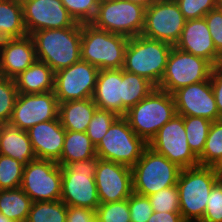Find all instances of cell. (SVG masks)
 <instances>
[{"label": "cell", "mask_w": 222, "mask_h": 222, "mask_svg": "<svg viewBox=\"0 0 222 222\" xmlns=\"http://www.w3.org/2000/svg\"><path fill=\"white\" fill-rule=\"evenodd\" d=\"M55 72L45 63L36 60L14 78L18 93L33 94L54 91Z\"/></svg>", "instance_id": "obj_23"}, {"label": "cell", "mask_w": 222, "mask_h": 222, "mask_svg": "<svg viewBox=\"0 0 222 222\" xmlns=\"http://www.w3.org/2000/svg\"><path fill=\"white\" fill-rule=\"evenodd\" d=\"M100 203L119 202L133 193L131 167L98 159L94 176Z\"/></svg>", "instance_id": "obj_17"}, {"label": "cell", "mask_w": 222, "mask_h": 222, "mask_svg": "<svg viewBox=\"0 0 222 222\" xmlns=\"http://www.w3.org/2000/svg\"><path fill=\"white\" fill-rule=\"evenodd\" d=\"M99 71L83 60L56 71L54 92L58 102L92 98Z\"/></svg>", "instance_id": "obj_14"}, {"label": "cell", "mask_w": 222, "mask_h": 222, "mask_svg": "<svg viewBox=\"0 0 222 222\" xmlns=\"http://www.w3.org/2000/svg\"><path fill=\"white\" fill-rule=\"evenodd\" d=\"M118 117L119 116L112 111H107L99 108L96 109L86 130V134L95 146L99 144L103 136L109 130L112 123Z\"/></svg>", "instance_id": "obj_34"}, {"label": "cell", "mask_w": 222, "mask_h": 222, "mask_svg": "<svg viewBox=\"0 0 222 222\" xmlns=\"http://www.w3.org/2000/svg\"><path fill=\"white\" fill-rule=\"evenodd\" d=\"M210 83L213 88V94L218 108L220 120L222 119V64L213 66Z\"/></svg>", "instance_id": "obj_44"}, {"label": "cell", "mask_w": 222, "mask_h": 222, "mask_svg": "<svg viewBox=\"0 0 222 222\" xmlns=\"http://www.w3.org/2000/svg\"><path fill=\"white\" fill-rule=\"evenodd\" d=\"M154 212H180L177 185L148 196Z\"/></svg>", "instance_id": "obj_38"}, {"label": "cell", "mask_w": 222, "mask_h": 222, "mask_svg": "<svg viewBox=\"0 0 222 222\" xmlns=\"http://www.w3.org/2000/svg\"><path fill=\"white\" fill-rule=\"evenodd\" d=\"M222 159V119L213 121L207 135L205 148L198 157L200 166L215 167Z\"/></svg>", "instance_id": "obj_32"}, {"label": "cell", "mask_w": 222, "mask_h": 222, "mask_svg": "<svg viewBox=\"0 0 222 222\" xmlns=\"http://www.w3.org/2000/svg\"><path fill=\"white\" fill-rule=\"evenodd\" d=\"M59 102L55 92L19 93L9 124L27 131L34 125L58 118Z\"/></svg>", "instance_id": "obj_15"}, {"label": "cell", "mask_w": 222, "mask_h": 222, "mask_svg": "<svg viewBox=\"0 0 222 222\" xmlns=\"http://www.w3.org/2000/svg\"><path fill=\"white\" fill-rule=\"evenodd\" d=\"M37 60L30 35L0 40V76L14 79Z\"/></svg>", "instance_id": "obj_19"}, {"label": "cell", "mask_w": 222, "mask_h": 222, "mask_svg": "<svg viewBox=\"0 0 222 222\" xmlns=\"http://www.w3.org/2000/svg\"><path fill=\"white\" fill-rule=\"evenodd\" d=\"M0 222H15L0 214Z\"/></svg>", "instance_id": "obj_49"}, {"label": "cell", "mask_w": 222, "mask_h": 222, "mask_svg": "<svg viewBox=\"0 0 222 222\" xmlns=\"http://www.w3.org/2000/svg\"><path fill=\"white\" fill-rule=\"evenodd\" d=\"M173 45L138 35L128 39L123 70L148 79L156 87L164 75Z\"/></svg>", "instance_id": "obj_4"}, {"label": "cell", "mask_w": 222, "mask_h": 222, "mask_svg": "<svg viewBox=\"0 0 222 222\" xmlns=\"http://www.w3.org/2000/svg\"><path fill=\"white\" fill-rule=\"evenodd\" d=\"M200 222H222V180H219L212 188Z\"/></svg>", "instance_id": "obj_41"}, {"label": "cell", "mask_w": 222, "mask_h": 222, "mask_svg": "<svg viewBox=\"0 0 222 222\" xmlns=\"http://www.w3.org/2000/svg\"><path fill=\"white\" fill-rule=\"evenodd\" d=\"M0 154L18 160L24 166L36 159L28 132L9 123L0 136Z\"/></svg>", "instance_id": "obj_24"}, {"label": "cell", "mask_w": 222, "mask_h": 222, "mask_svg": "<svg viewBox=\"0 0 222 222\" xmlns=\"http://www.w3.org/2000/svg\"><path fill=\"white\" fill-rule=\"evenodd\" d=\"M155 88L156 86L148 79L122 69V116Z\"/></svg>", "instance_id": "obj_28"}, {"label": "cell", "mask_w": 222, "mask_h": 222, "mask_svg": "<svg viewBox=\"0 0 222 222\" xmlns=\"http://www.w3.org/2000/svg\"><path fill=\"white\" fill-rule=\"evenodd\" d=\"M175 47L202 57L213 66L222 64V56L216 51L205 18L186 20Z\"/></svg>", "instance_id": "obj_20"}, {"label": "cell", "mask_w": 222, "mask_h": 222, "mask_svg": "<svg viewBox=\"0 0 222 222\" xmlns=\"http://www.w3.org/2000/svg\"><path fill=\"white\" fill-rule=\"evenodd\" d=\"M173 97L177 115L220 120L210 78L178 89Z\"/></svg>", "instance_id": "obj_18"}, {"label": "cell", "mask_w": 222, "mask_h": 222, "mask_svg": "<svg viewBox=\"0 0 222 222\" xmlns=\"http://www.w3.org/2000/svg\"><path fill=\"white\" fill-rule=\"evenodd\" d=\"M148 144L130 128L128 120L119 116L96 146L97 157L132 167Z\"/></svg>", "instance_id": "obj_8"}, {"label": "cell", "mask_w": 222, "mask_h": 222, "mask_svg": "<svg viewBox=\"0 0 222 222\" xmlns=\"http://www.w3.org/2000/svg\"><path fill=\"white\" fill-rule=\"evenodd\" d=\"M214 168L217 172L218 178L220 180H222V159L220 160V162Z\"/></svg>", "instance_id": "obj_47"}, {"label": "cell", "mask_w": 222, "mask_h": 222, "mask_svg": "<svg viewBox=\"0 0 222 222\" xmlns=\"http://www.w3.org/2000/svg\"><path fill=\"white\" fill-rule=\"evenodd\" d=\"M145 10V7L128 0H102L91 24L127 38L136 37L143 32Z\"/></svg>", "instance_id": "obj_9"}, {"label": "cell", "mask_w": 222, "mask_h": 222, "mask_svg": "<svg viewBox=\"0 0 222 222\" xmlns=\"http://www.w3.org/2000/svg\"><path fill=\"white\" fill-rule=\"evenodd\" d=\"M97 108L92 98L62 102L58 117L65 130L86 132Z\"/></svg>", "instance_id": "obj_25"}, {"label": "cell", "mask_w": 222, "mask_h": 222, "mask_svg": "<svg viewBox=\"0 0 222 222\" xmlns=\"http://www.w3.org/2000/svg\"><path fill=\"white\" fill-rule=\"evenodd\" d=\"M128 1H131L145 8H148L155 0H128Z\"/></svg>", "instance_id": "obj_46"}, {"label": "cell", "mask_w": 222, "mask_h": 222, "mask_svg": "<svg viewBox=\"0 0 222 222\" xmlns=\"http://www.w3.org/2000/svg\"><path fill=\"white\" fill-rule=\"evenodd\" d=\"M37 60L45 62L54 72L81 60V23L61 29H44L30 35Z\"/></svg>", "instance_id": "obj_1"}, {"label": "cell", "mask_w": 222, "mask_h": 222, "mask_svg": "<svg viewBox=\"0 0 222 222\" xmlns=\"http://www.w3.org/2000/svg\"><path fill=\"white\" fill-rule=\"evenodd\" d=\"M24 165L18 160L0 154V190L21 186Z\"/></svg>", "instance_id": "obj_33"}, {"label": "cell", "mask_w": 222, "mask_h": 222, "mask_svg": "<svg viewBox=\"0 0 222 222\" xmlns=\"http://www.w3.org/2000/svg\"><path fill=\"white\" fill-rule=\"evenodd\" d=\"M96 156V146L86 132L65 131L63 151L57 162L58 165L65 166L69 163L88 160Z\"/></svg>", "instance_id": "obj_26"}, {"label": "cell", "mask_w": 222, "mask_h": 222, "mask_svg": "<svg viewBox=\"0 0 222 222\" xmlns=\"http://www.w3.org/2000/svg\"><path fill=\"white\" fill-rule=\"evenodd\" d=\"M5 125H6V123L4 121L0 120V136L2 134V131H3L4 127H5Z\"/></svg>", "instance_id": "obj_50"}, {"label": "cell", "mask_w": 222, "mask_h": 222, "mask_svg": "<svg viewBox=\"0 0 222 222\" xmlns=\"http://www.w3.org/2000/svg\"><path fill=\"white\" fill-rule=\"evenodd\" d=\"M181 169L147 146L141 158L131 167L133 192L150 196L164 188L175 186Z\"/></svg>", "instance_id": "obj_6"}, {"label": "cell", "mask_w": 222, "mask_h": 222, "mask_svg": "<svg viewBox=\"0 0 222 222\" xmlns=\"http://www.w3.org/2000/svg\"><path fill=\"white\" fill-rule=\"evenodd\" d=\"M204 18L207 22L216 51L222 56V12L215 8L210 10Z\"/></svg>", "instance_id": "obj_42"}, {"label": "cell", "mask_w": 222, "mask_h": 222, "mask_svg": "<svg viewBox=\"0 0 222 222\" xmlns=\"http://www.w3.org/2000/svg\"><path fill=\"white\" fill-rule=\"evenodd\" d=\"M219 180L214 167L199 165L181 169L177 190L180 213L185 222L202 220L210 192Z\"/></svg>", "instance_id": "obj_2"}, {"label": "cell", "mask_w": 222, "mask_h": 222, "mask_svg": "<svg viewBox=\"0 0 222 222\" xmlns=\"http://www.w3.org/2000/svg\"><path fill=\"white\" fill-rule=\"evenodd\" d=\"M212 69L213 65L208 60L173 46L164 75L156 88L173 94L182 87L208 80Z\"/></svg>", "instance_id": "obj_10"}, {"label": "cell", "mask_w": 222, "mask_h": 222, "mask_svg": "<svg viewBox=\"0 0 222 222\" xmlns=\"http://www.w3.org/2000/svg\"><path fill=\"white\" fill-rule=\"evenodd\" d=\"M216 9L222 12V0H216Z\"/></svg>", "instance_id": "obj_48"}, {"label": "cell", "mask_w": 222, "mask_h": 222, "mask_svg": "<svg viewBox=\"0 0 222 222\" xmlns=\"http://www.w3.org/2000/svg\"><path fill=\"white\" fill-rule=\"evenodd\" d=\"M186 19L175 0H155L145 10L142 36L173 46L180 39Z\"/></svg>", "instance_id": "obj_12"}, {"label": "cell", "mask_w": 222, "mask_h": 222, "mask_svg": "<svg viewBox=\"0 0 222 222\" xmlns=\"http://www.w3.org/2000/svg\"><path fill=\"white\" fill-rule=\"evenodd\" d=\"M27 35L21 0H0V40Z\"/></svg>", "instance_id": "obj_27"}, {"label": "cell", "mask_w": 222, "mask_h": 222, "mask_svg": "<svg viewBox=\"0 0 222 222\" xmlns=\"http://www.w3.org/2000/svg\"><path fill=\"white\" fill-rule=\"evenodd\" d=\"M67 205L61 201L32 202L26 222H66Z\"/></svg>", "instance_id": "obj_30"}, {"label": "cell", "mask_w": 222, "mask_h": 222, "mask_svg": "<svg viewBox=\"0 0 222 222\" xmlns=\"http://www.w3.org/2000/svg\"><path fill=\"white\" fill-rule=\"evenodd\" d=\"M14 79L0 76V120L9 123L18 96Z\"/></svg>", "instance_id": "obj_37"}, {"label": "cell", "mask_w": 222, "mask_h": 222, "mask_svg": "<svg viewBox=\"0 0 222 222\" xmlns=\"http://www.w3.org/2000/svg\"><path fill=\"white\" fill-rule=\"evenodd\" d=\"M147 222H185L180 212H153Z\"/></svg>", "instance_id": "obj_45"}, {"label": "cell", "mask_w": 222, "mask_h": 222, "mask_svg": "<svg viewBox=\"0 0 222 222\" xmlns=\"http://www.w3.org/2000/svg\"><path fill=\"white\" fill-rule=\"evenodd\" d=\"M31 198L19 187L0 190V214L15 222H26Z\"/></svg>", "instance_id": "obj_29"}, {"label": "cell", "mask_w": 222, "mask_h": 222, "mask_svg": "<svg viewBox=\"0 0 222 222\" xmlns=\"http://www.w3.org/2000/svg\"><path fill=\"white\" fill-rule=\"evenodd\" d=\"M131 222H147L153 214L148 196L133 192L128 198Z\"/></svg>", "instance_id": "obj_40"}, {"label": "cell", "mask_w": 222, "mask_h": 222, "mask_svg": "<svg viewBox=\"0 0 222 222\" xmlns=\"http://www.w3.org/2000/svg\"><path fill=\"white\" fill-rule=\"evenodd\" d=\"M128 39L91 23L81 24V60L99 70L122 69Z\"/></svg>", "instance_id": "obj_3"}, {"label": "cell", "mask_w": 222, "mask_h": 222, "mask_svg": "<svg viewBox=\"0 0 222 222\" xmlns=\"http://www.w3.org/2000/svg\"><path fill=\"white\" fill-rule=\"evenodd\" d=\"M96 222H131L128 199L101 203L96 210Z\"/></svg>", "instance_id": "obj_36"}, {"label": "cell", "mask_w": 222, "mask_h": 222, "mask_svg": "<svg viewBox=\"0 0 222 222\" xmlns=\"http://www.w3.org/2000/svg\"><path fill=\"white\" fill-rule=\"evenodd\" d=\"M176 114L173 94L155 88L137 105L131 107L124 117L135 134L148 144L159 129Z\"/></svg>", "instance_id": "obj_5"}, {"label": "cell", "mask_w": 222, "mask_h": 222, "mask_svg": "<svg viewBox=\"0 0 222 222\" xmlns=\"http://www.w3.org/2000/svg\"><path fill=\"white\" fill-rule=\"evenodd\" d=\"M186 20L200 19L216 8V0H175Z\"/></svg>", "instance_id": "obj_39"}, {"label": "cell", "mask_w": 222, "mask_h": 222, "mask_svg": "<svg viewBox=\"0 0 222 222\" xmlns=\"http://www.w3.org/2000/svg\"><path fill=\"white\" fill-rule=\"evenodd\" d=\"M98 157L61 166V201L67 206L97 210L101 204L94 179Z\"/></svg>", "instance_id": "obj_7"}, {"label": "cell", "mask_w": 222, "mask_h": 222, "mask_svg": "<svg viewBox=\"0 0 222 222\" xmlns=\"http://www.w3.org/2000/svg\"><path fill=\"white\" fill-rule=\"evenodd\" d=\"M70 16L77 23H91L98 10L99 0H61Z\"/></svg>", "instance_id": "obj_35"}, {"label": "cell", "mask_w": 222, "mask_h": 222, "mask_svg": "<svg viewBox=\"0 0 222 222\" xmlns=\"http://www.w3.org/2000/svg\"><path fill=\"white\" fill-rule=\"evenodd\" d=\"M65 131L59 117L28 129L36 158L58 162L63 151Z\"/></svg>", "instance_id": "obj_21"}, {"label": "cell", "mask_w": 222, "mask_h": 222, "mask_svg": "<svg viewBox=\"0 0 222 222\" xmlns=\"http://www.w3.org/2000/svg\"><path fill=\"white\" fill-rule=\"evenodd\" d=\"M122 69L100 70L92 96L99 109L122 116Z\"/></svg>", "instance_id": "obj_22"}, {"label": "cell", "mask_w": 222, "mask_h": 222, "mask_svg": "<svg viewBox=\"0 0 222 222\" xmlns=\"http://www.w3.org/2000/svg\"><path fill=\"white\" fill-rule=\"evenodd\" d=\"M66 222H96V210L67 206Z\"/></svg>", "instance_id": "obj_43"}, {"label": "cell", "mask_w": 222, "mask_h": 222, "mask_svg": "<svg viewBox=\"0 0 222 222\" xmlns=\"http://www.w3.org/2000/svg\"><path fill=\"white\" fill-rule=\"evenodd\" d=\"M186 138L192 152L199 157L204 148L211 127V121L194 116H183Z\"/></svg>", "instance_id": "obj_31"}, {"label": "cell", "mask_w": 222, "mask_h": 222, "mask_svg": "<svg viewBox=\"0 0 222 222\" xmlns=\"http://www.w3.org/2000/svg\"><path fill=\"white\" fill-rule=\"evenodd\" d=\"M62 170L57 162L34 159L23 168L20 188L32 202L61 199Z\"/></svg>", "instance_id": "obj_11"}, {"label": "cell", "mask_w": 222, "mask_h": 222, "mask_svg": "<svg viewBox=\"0 0 222 222\" xmlns=\"http://www.w3.org/2000/svg\"><path fill=\"white\" fill-rule=\"evenodd\" d=\"M21 3L28 35L38 30L73 27L77 23L61 0H21Z\"/></svg>", "instance_id": "obj_16"}, {"label": "cell", "mask_w": 222, "mask_h": 222, "mask_svg": "<svg viewBox=\"0 0 222 222\" xmlns=\"http://www.w3.org/2000/svg\"><path fill=\"white\" fill-rule=\"evenodd\" d=\"M148 146L182 169L199 166L198 157L187 142L183 116L176 114L165 123Z\"/></svg>", "instance_id": "obj_13"}]
</instances>
